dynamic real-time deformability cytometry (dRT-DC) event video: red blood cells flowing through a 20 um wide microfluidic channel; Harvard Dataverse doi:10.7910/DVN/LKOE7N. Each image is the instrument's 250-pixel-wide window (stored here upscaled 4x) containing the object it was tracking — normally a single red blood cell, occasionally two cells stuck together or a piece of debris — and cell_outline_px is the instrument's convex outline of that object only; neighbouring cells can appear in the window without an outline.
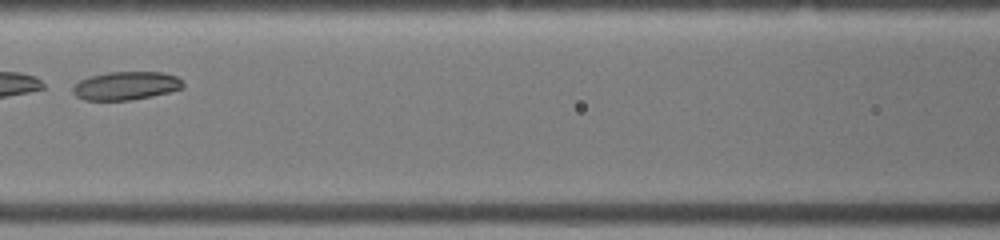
{"species": "common noctule bat (a hibernating species)", "species_latin": "Nyctalus noctula", "temperature_condition": "warm", "stored_images_in_passage": 22, "camera_frame_rate_fps": 3000, "um_per_image_px": 0.085, "animal": {"sex": "female", "body_mass_g": 19.0, "forearm_length_mm": 51.5}, "frame": {"image": 1, "passage_image": 7, "time_ms": 2.0, "image_size_px": [1000, 240], "cell_outline_px": [[184, 88], [172, 92], [152, 96], [128, 100], [84, 100], [76, 96], [72, 92], [72, 88], [80, 80], [88, 76], [108, 72], [164, 72], [176, 76], [184, 84]], "centroid_in_image_um": [10.72, 7.28], "position_along_channel_um": 155.9, "area_um2": 18.32}}